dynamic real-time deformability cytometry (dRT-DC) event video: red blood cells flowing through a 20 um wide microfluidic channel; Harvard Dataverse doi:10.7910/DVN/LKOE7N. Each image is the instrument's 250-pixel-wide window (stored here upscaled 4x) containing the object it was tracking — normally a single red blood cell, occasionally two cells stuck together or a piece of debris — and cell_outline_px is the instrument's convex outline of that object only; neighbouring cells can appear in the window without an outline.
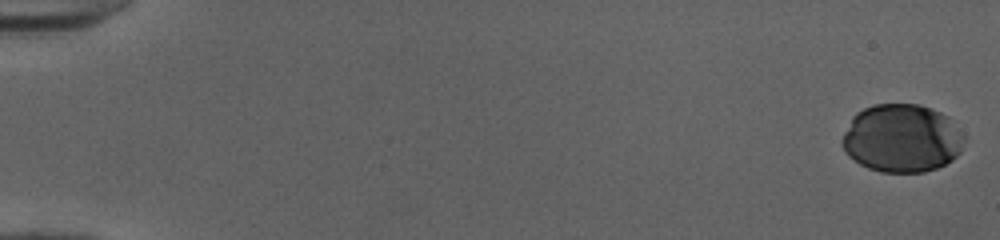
{"species": "human", "species_latin": "Homo sapiens", "temperature_condition": "cold", "stored_images_in_passage": 52, "camera_frame_rate_fps": 3000, "um_per_image_px": 0.085, "donor": {"sex": "female"}, "frame": {"image": 1, "passage_image": 1, "time_ms": 0.0, "image_size_px": [1000, 240], "cell_outline_px": [[964, 140], [960, 152], [952, 160], [936, 168], [924, 172], [880, 172], [868, 168], [860, 164], [848, 156], [840, 140], [852, 116], [856, 112], [872, 104], [920, 104], [932, 108], [948, 116], [964, 136]], "centroid_in_image_um": [76.63, 11.74], "position_along_channel_um": 8.4, "area_um2": 48.73}}
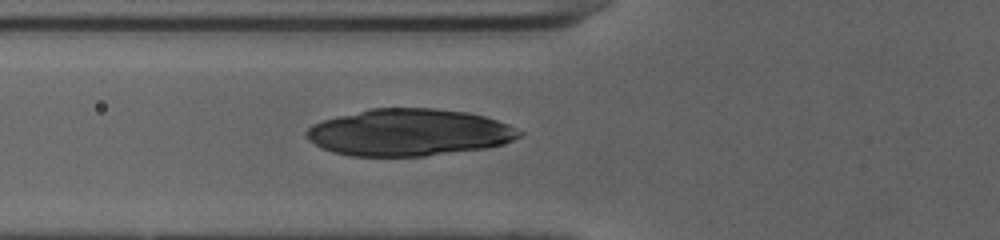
{"frame": {"image": 2, "passage_image": 21, "time_ms": 6.667, "image_size_px": [1000, 240], "cell_outline_px": [[524, 136], [504, 144], [484, 148], [424, 156], [348, 156], [332, 152], [308, 140], [304, 136], [304, 132], [312, 124], [336, 116], [368, 108], [436, 108], [468, 112], [484, 116], [508, 124], [524, 132]], "centroid_in_image_um": [34.76, 11.25], "position_along_channel_um": 91.0, "area_um2": 58.61}}
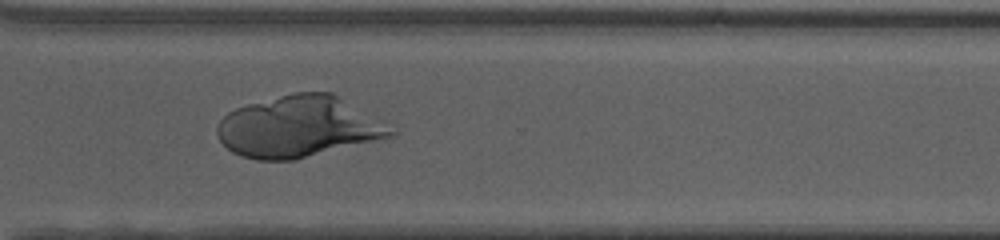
{"frame": {"image": 3, "passage_image": 40, "time_ms": 13.0, "image_size_px": [1000, 240], "cell_outline_px": [[396, 136], [296, 160], [256, 160], [240, 156], [232, 152], [220, 140], [216, 132], [216, 128], [220, 120], [228, 112], [236, 108], [248, 104], [292, 92], [332, 92], [376, 116], [396, 128]], "centroid_in_image_um": [25.44, 10.78], "position_along_channel_um": 345.2, "area_um2": 62.66}}